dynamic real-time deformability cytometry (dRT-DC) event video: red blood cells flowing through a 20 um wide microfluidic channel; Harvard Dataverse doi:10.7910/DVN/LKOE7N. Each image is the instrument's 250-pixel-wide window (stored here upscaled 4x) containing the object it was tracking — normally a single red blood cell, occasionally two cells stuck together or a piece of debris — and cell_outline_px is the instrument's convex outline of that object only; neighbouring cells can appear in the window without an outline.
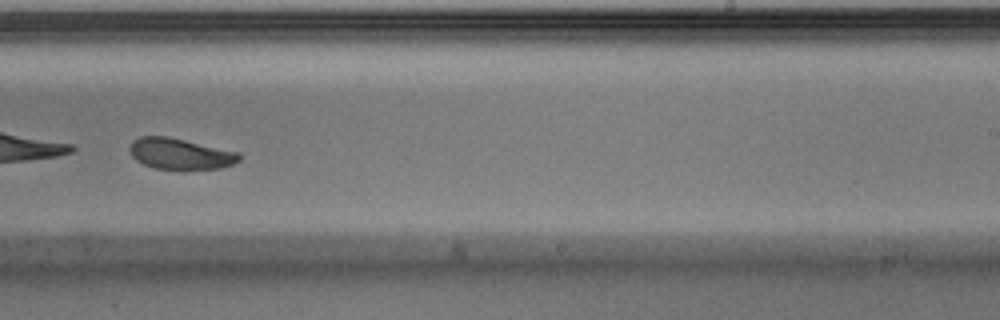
{"species": "Egyptian fruit bat (a non-hibernating species)", "species_latin": "Rousettus aegyptiacus", "temperature_condition": "warm", "stored_images_in_passage": 43, "camera_frame_rate_fps": 3000, "um_per_image_px": 0.085, "animal": {"sex": "male"}, "frame": {"image": 1, "passage_image": 25, "time_ms": 8.0, "image_size_px": [1000, 320], "cell_outline_px": [[240, 160], [232, 164], [220, 168], [156, 168], [144, 164], [136, 160], [132, 156], [128, 148], [132, 140], [140, 136], [168, 136], [240, 152]], "centroid_in_image_um": [15.29, 13.04], "position_along_channel_um": 273.7, "area_um2": 19.59}, "authors_computed_cell_mechanics": {"area_um2": 21.2704, "velocity_mm_per_s": 3.9367, "shape_relaxation_time_tau1_ms": 0.3284, "shape_relaxation_time_tau2_ms": 9.3851, "deformation_change_tau1": 0.2736, "deformation_change_tau2": 0.1689}}